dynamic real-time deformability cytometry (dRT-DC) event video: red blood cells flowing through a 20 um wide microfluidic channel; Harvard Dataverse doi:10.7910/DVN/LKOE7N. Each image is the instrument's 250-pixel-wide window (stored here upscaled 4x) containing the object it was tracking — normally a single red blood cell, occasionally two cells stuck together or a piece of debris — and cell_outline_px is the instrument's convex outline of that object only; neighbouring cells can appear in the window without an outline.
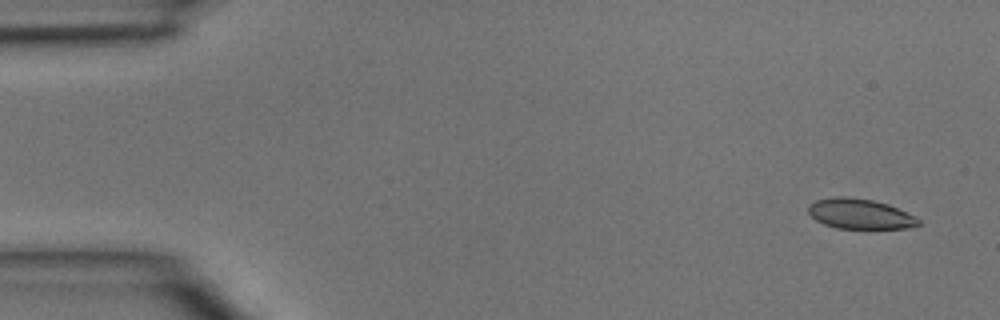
{"species": "common noctule bat (a hibernating species)", "species_latin": "Nyctalus noctula", "temperature_condition": "room temperature", "stored_images_in_passage": 4, "camera_frame_rate_fps": 3000, "um_per_image_px": 0.085, "animal": {"sex": "male", "body_mass_g": 15.6}, "frame": {"image": 1, "passage_image": 1, "time_ms": 0.0, "image_size_px": [1000, 320], "cell_outline_px": [[920, 224], [908, 228], [836, 228], [824, 224], [816, 220], [808, 212], [808, 204], [816, 200], [836, 196], [848, 196], [872, 200], [888, 204], [916, 216], [920, 220]], "centroid_in_image_um": [73.09, 18.17], "position_along_channel_um": 11.9, "area_um2": 19.36}}
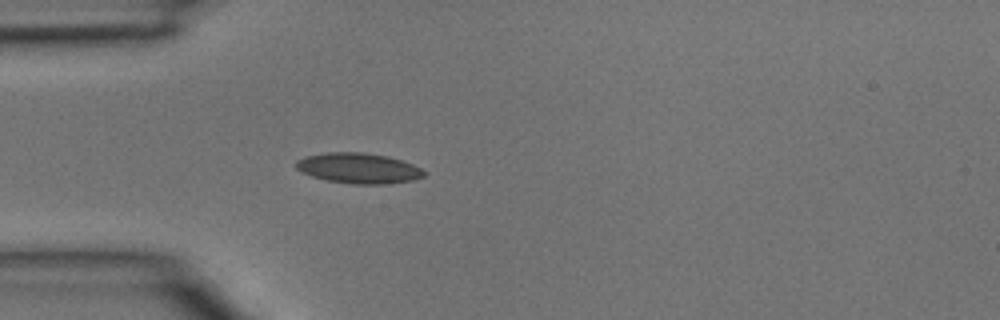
{"frame": {"image": 2, "passage_image": 4, "time_ms": 1.0, "image_size_px": [1000, 320], "cell_outline_px": [[428, 172], [424, 176], [412, 180], [384, 184], [352, 184], [328, 180], [312, 176], [296, 168], [296, 160], [304, 156], [328, 152], [364, 152], [388, 156], [412, 164]], "centroid_in_image_um": [30.49, 14.29], "position_along_channel_um": 54.5, "area_um2": 22.6}}